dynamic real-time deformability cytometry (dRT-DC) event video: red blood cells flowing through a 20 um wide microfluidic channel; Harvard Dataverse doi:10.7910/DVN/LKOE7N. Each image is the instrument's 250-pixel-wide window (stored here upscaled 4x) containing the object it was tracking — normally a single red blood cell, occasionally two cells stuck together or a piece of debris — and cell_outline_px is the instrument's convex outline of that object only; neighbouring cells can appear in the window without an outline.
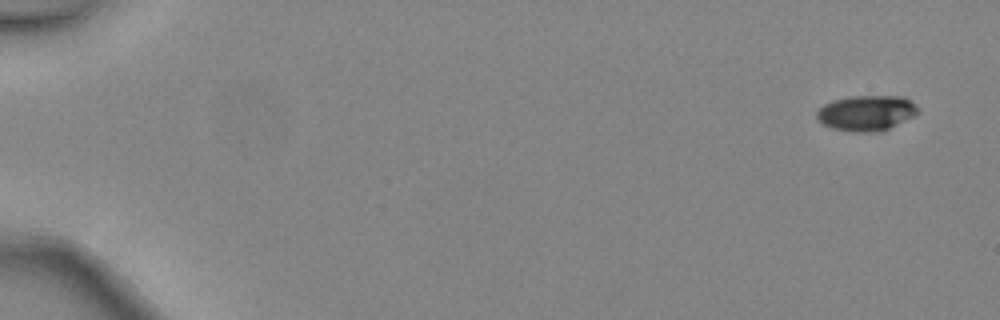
{"species": "common noctule bat (a hibernating species)", "species_latin": "Nyctalus noctula", "temperature_condition": "warm", "stored_images_in_passage": 6, "camera_frame_rate_fps": 3000, "um_per_image_px": 0.085, "animal": {"sex": "female", "body_mass_g": 24.6, "forearm_length_mm": 56.2}, "frame": {"image": 1, "passage_image": 1, "time_ms": 0.0, "image_size_px": [1000, 320], "cell_outline_px": [[916, 112], [912, 116], [880, 132], [852, 132], [832, 128], [816, 120], [816, 112], [824, 104], [832, 100], [848, 96], [904, 96], [916, 108]], "centroid_in_image_um": [73.55, 9.6], "position_along_channel_um": 11.4, "area_um2": 20.63}}
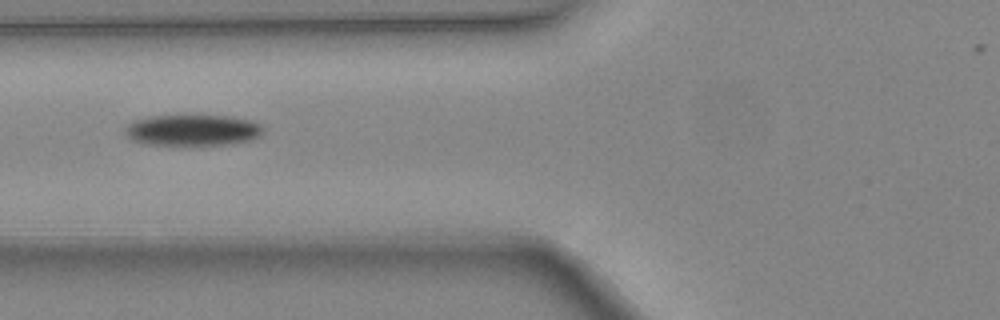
{"frame": {"image": 2, "passage_image": 6, "time_ms": 1.667, "image_size_px": [1000, 320], "cell_outline_px": [[264, 132], [260, 136], [252, 140], [224, 144], [188, 148], [144, 144], [132, 140], [124, 132], [124, 128], [128, 124], [136, 120], [148, 116], [228, 116], [248, 120], [260, 124], [264, 128]], "centroid_in_image_um": [16.34, 11.12], "position_along_channel_um": 109.5, "area_um2": 25.89}}